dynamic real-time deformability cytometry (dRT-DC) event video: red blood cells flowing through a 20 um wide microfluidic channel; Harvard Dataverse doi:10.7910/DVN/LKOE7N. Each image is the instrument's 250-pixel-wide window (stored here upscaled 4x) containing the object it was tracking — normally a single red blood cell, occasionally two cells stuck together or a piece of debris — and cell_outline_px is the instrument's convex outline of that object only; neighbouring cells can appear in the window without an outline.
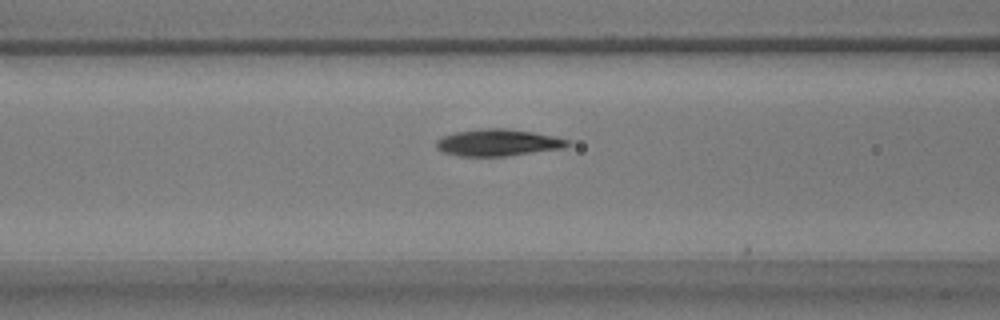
{"species": "common noctule bat (a hibernating species)", "species_latin": "Nyctalus noctula", "temperature_condition": "warm", "stored_images_in_passage": 37, "camera_frame_rate_fps": 3000, "um_per_image_px": 0.085, "animal": {"sex": "male", "body_mass_g": 17.9}, "frame": {"image": 1, "passage_image": 5, "time_ms": 1.333, "image_size_px": [1000, 320], "cell_outline_px": [[568, 144], [564, 148], [508, 156], [460, 156], [444, 152], [436, 148], [436, 140], [444, 136], [456, 132], [480, 128], [504, 128], [532, 132], [552, 136], [568, 140]], "centroid_in_image_um": [42.29, 12.12], "position_along_channel_um": 124.3, "area_um2": 20.35}}
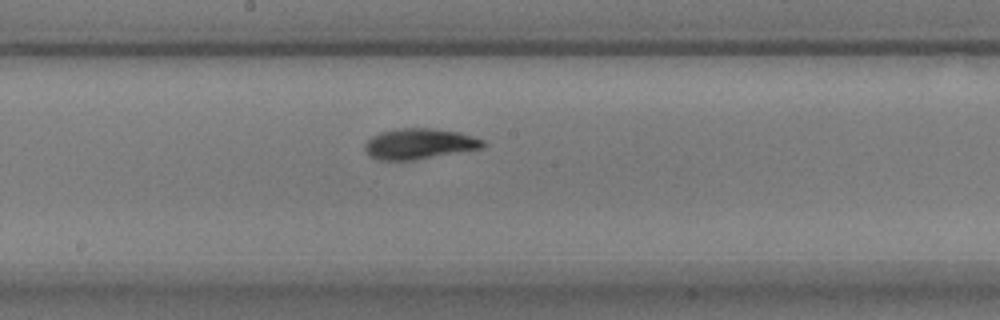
{"frame": {"image": 2, "passage_image": 12, "time_ms": 3.667, "image_size_px": [1000, 320], "cell_outline_px": [[488, 144], [484, 148], [412, 160], [380, 160], [368, 156], [364, 148], [364, 144], [372, 136], [380, 132], [396, 128], [432, 128], [460, 132], [484, 140]], "centroid_in_image_um": [35.65, 12.22], "position_along_channel_um": 212.6, "area_um2": 21.27}}
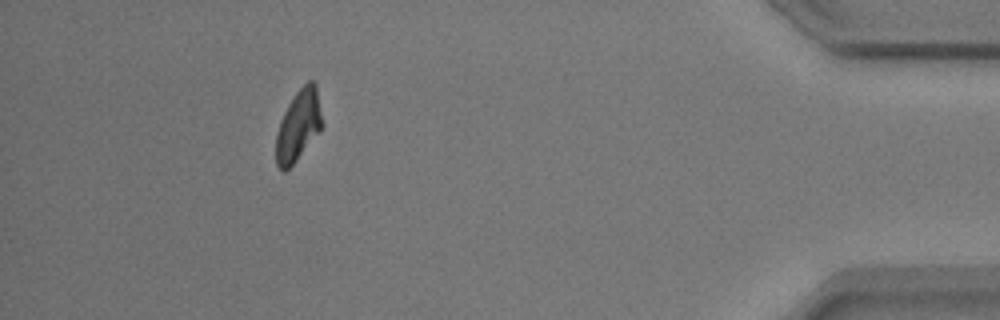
{"frame": {"image": 3, "passage_image": 32, "time_ms": 10.333, "image_size_px": [1000, 320], "cell_outline_px": [[320, 132], [296, 160], [284, 172], [276, 164], [276, 132], [280, 120], [288, 104], [296, 92], [308, 80], [312, 80], [316, 84], [320, 116]], "centroid_in_image_um": [25.32, 10.68], "position_along_channel_um": 409.9, "area_um2": 18.61}}